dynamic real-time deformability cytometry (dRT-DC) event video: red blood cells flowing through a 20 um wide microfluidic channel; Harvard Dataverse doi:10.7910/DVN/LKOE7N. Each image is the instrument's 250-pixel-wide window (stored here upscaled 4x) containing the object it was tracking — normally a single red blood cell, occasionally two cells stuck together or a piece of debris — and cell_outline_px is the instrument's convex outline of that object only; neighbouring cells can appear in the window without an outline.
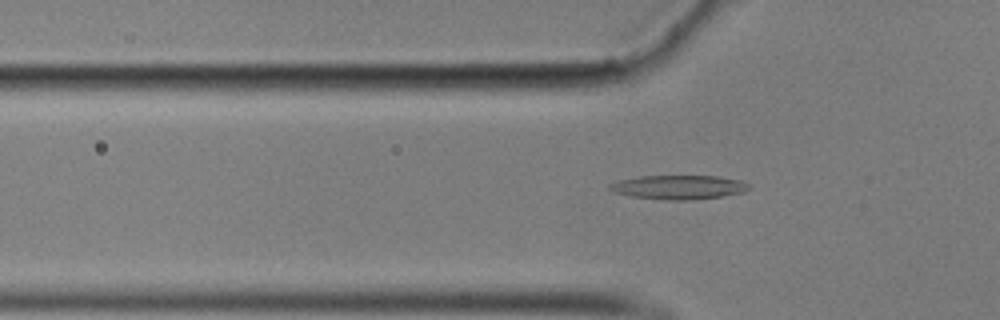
{"species": "common noctule bat (a hibernating species)", "species_latin": "Nyctalus noctula", "temperature_condition": "cold", "stored_images_in_passage": 58, "camera_frame_rate_fps": 3000, "um_per_image_px": 0.085, "animal": {"sex": "male", "body_mass_g": 17.9}, "frame": {"image": 1, "passage_image": 19, "time_ms": 6.0, "image_size_px": [1000, 320], "cell_outline_px": [[748, 188], [744, 192], [720, 196], [684, 200], [672, 200], [632, 196], [616, 192], [608, 188], [608, 184], [620, 180], [640, 176], [720, 176], [740, 180], [748, 184]], "centroid_in_image_um": [57.68, 15.89], "position_along_channel_um": 68.1, "area_um2": 19.13}}
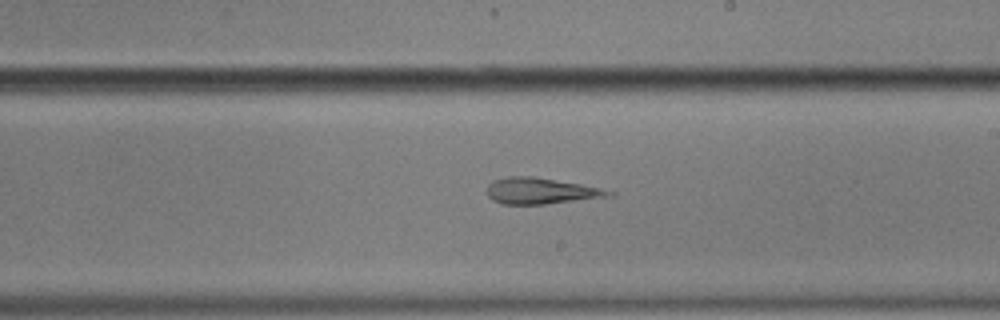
{"frame": {"image": 2, "passage_image": 34, "time_ms": 11.0, "image_size_px": [1000, 320], "cell_outline_px": [[616, 196], [544, 204], [504, 204], [492, 200], [488, 196], [488, 184], [492, 180], [508, 176], [532, 176], [580, 184], [600, 188], [616, 192]], "centroid_in_image_um": [45.99, 16.23], "position_along_channel_um": 243.0, "area_um2": 18.61}}
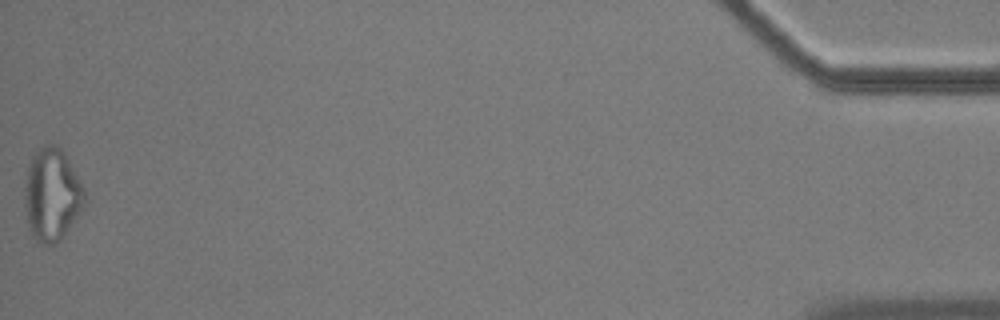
{"frame": {"image": 3, "passage_image": 58, "time_ms": 19.0, "image_size_px": [1000, 320], "cell_outline_px": [[88, 200], [64, 232], [52, 244], [40, 244], [32, 236], [28, 228], [24, 204], [24, 188], [28, 168], [32, 156], [44, 144], [52, 144], [60, 148], [64, 152]], "centroid_in_image_um": [4.37, 16.54], "position_along_channel_um": 430.8, "area_um2": 31.62}, "authors_computed_cell_mechanics": {"area_um2": 18.6983, "velocity_mm_per_s": 3.5102, "shape_relaxation_time_tau1_ms": null, "shape_relaxation_time_tau2_ms": 2.2415, "deformation_change_tau1": null, "deformation_change_tau2": 0.1197}}